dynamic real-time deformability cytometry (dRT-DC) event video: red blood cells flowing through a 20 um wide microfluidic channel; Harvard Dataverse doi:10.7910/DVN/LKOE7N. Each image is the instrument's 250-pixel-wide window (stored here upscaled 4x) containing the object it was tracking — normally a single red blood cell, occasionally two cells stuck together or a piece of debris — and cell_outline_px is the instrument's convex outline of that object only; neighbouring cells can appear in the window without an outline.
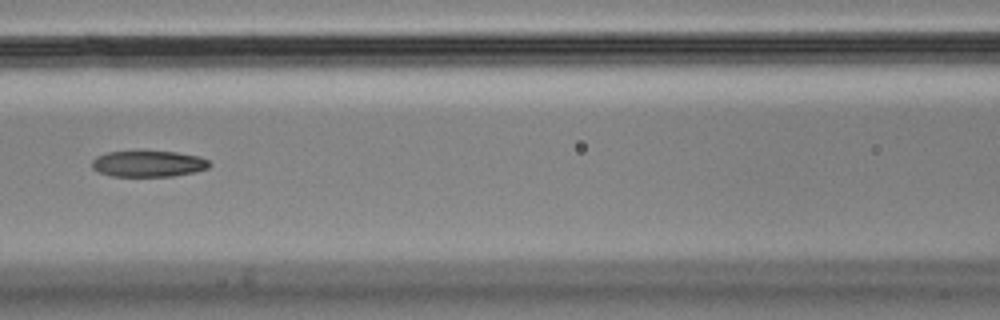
{"species": "Egyptian fruit bat (a non-hibernating species)", "species_latin": "Rousettus aegyptiacus", "temperature_condition": "cold", "stored_images_in_passage": 6, "camera_frame_rate_fps": 3000, "um_per_image_px": 0.085, "animal": {"sex": "male"}, "frame": {"image": 1, "passage_image": 3, "time_ms": 0.667, "image_size_px": [1000, 320], "cell_outline_px": [[212, 164], [208, 168], [196, 172], [172, 176], [112, 176], [100, 172], [92, 168], [92, 160], [96, 156], [108, 152], [176, 152], [200, 156], [208, 160]], "centroid_in_image_um": [12.65, 13.93], "position_along_channel_um": 154.0, "area_um2": 17.8}}
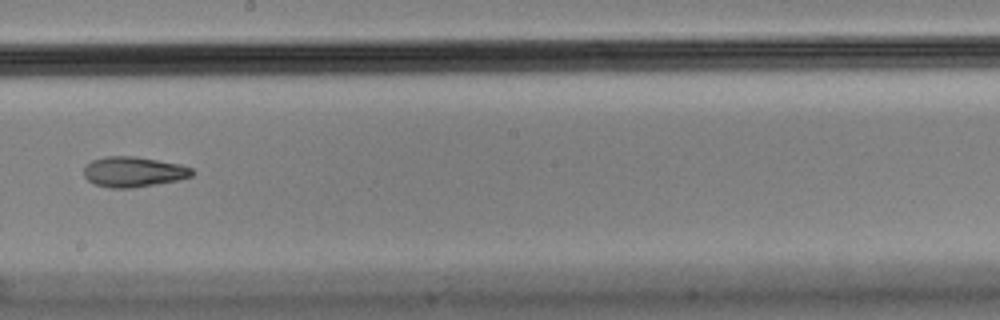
{"frame": {"image": 2, "passage_image": 5, "time_ms": 1.333, "image_size_px": [1000, 320], "cell_outline_px": [[196, 172], [192, 176], [176, 180], [156, 184], [132, 188], [108, 188], [92, 184], [84, 176], [84, 164], [92, 160], [104, 156], [136, 156], [180, 164], [192, 168]], "centroid_in_image_um": [11.31, 14.6], "position_along_channel_um": 236.9, "area_um2": 19.36}}
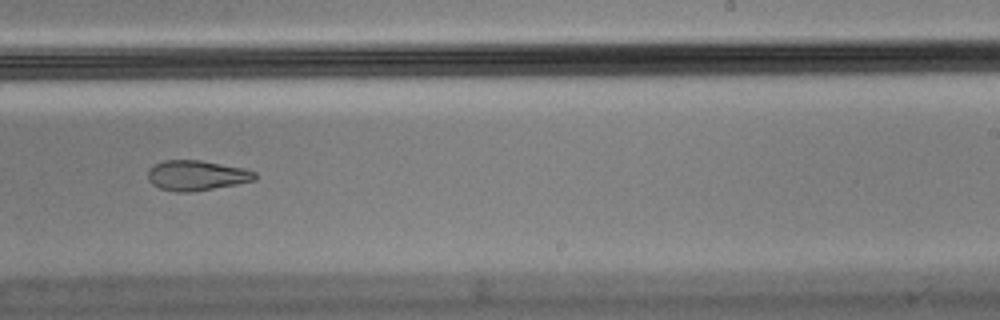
{"frame": {"image": 3, "passage_image": 6, "time_ms": 1.667, "image_size_px": [1000, 320], "cell_outline_px": [[256, 180], [236, 184], [188, 192], [176, 192], [160, 188], [152, 184], [148, 180], [148, 168], [164, 160], [200, 160], [244, 168], [256, 172]], "centroid_in_image_um": [16.7, 14.9], "position_along_channel_um": 272.3, "area_um2": 18.67}}